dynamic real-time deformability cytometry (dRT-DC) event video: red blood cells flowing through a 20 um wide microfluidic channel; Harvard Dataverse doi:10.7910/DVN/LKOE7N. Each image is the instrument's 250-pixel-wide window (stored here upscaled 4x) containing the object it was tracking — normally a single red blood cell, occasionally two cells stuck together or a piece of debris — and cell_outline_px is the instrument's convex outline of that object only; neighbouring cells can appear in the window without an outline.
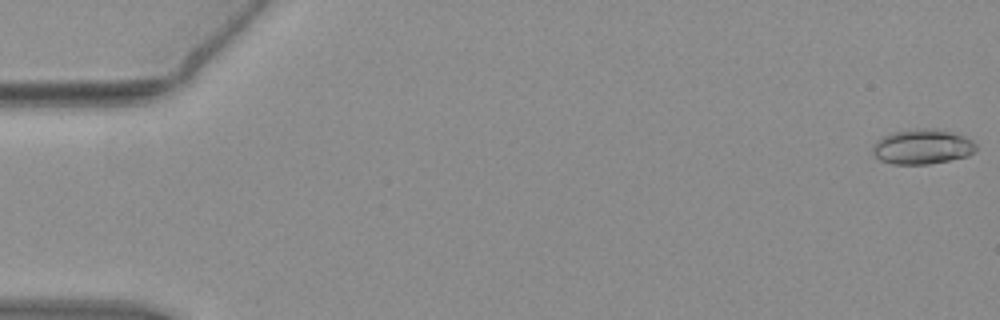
{"species": "common noctule bat (a hibernating species)", "species_latin": "Nyctalus noctula", "temperature_condition": "warm", "stored_images_in_passage": 52, "camera_frame_rate_fps": 3000, "um_per_image_px": 0.085, "animal": {"sex": "female", "body_mass_g": 19.3, "forearm_length_mm": 54.1}, "frame": {"image": 1, "passage_image": 1, "time_ms": 0.0, "image_size_px": [1000, 320], "cell_outline_px": [[976, 148], [968, 156], [928, 164], [892, 164], [880, 160], [872, 152], [872, 148], [876, 140], [892, 132], [916, 128], [932, 128], [960, 132], [972, 140], [976, 144]], "centroid_in_image_um": [78.42, 12.44], "position_along_channel_um": 6.6, "area_um2": 21.33}}
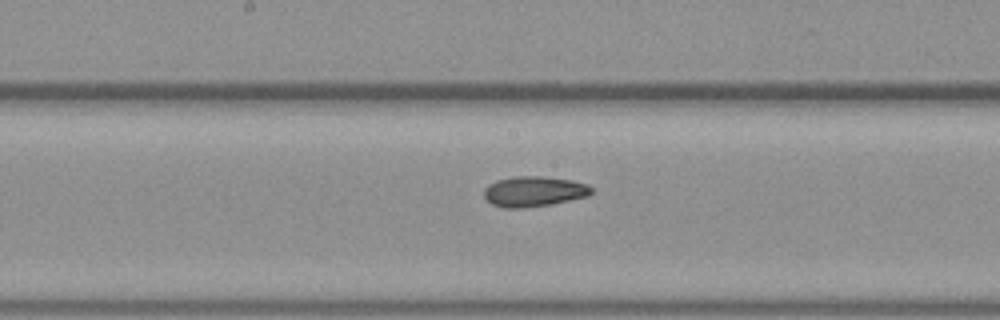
{"frame": {"image": 2, "passage_image": 29, "time_ms": 9.333, "image_size_px": [1000, 320], "cell_outline_px": [[592, 192], [588, 196], [552, 204], [524, 208], [504, 208], [492, 204], [484, 200], [484, 188], [488, 184], [496, 180], [516, 176], [544, 176], [572, 180], [588, 184], [592, 188]], "centroid_in_image_um": [45.36, 16.27], "position_along_channel_um": 202.8, "area_um2": 19.25}}
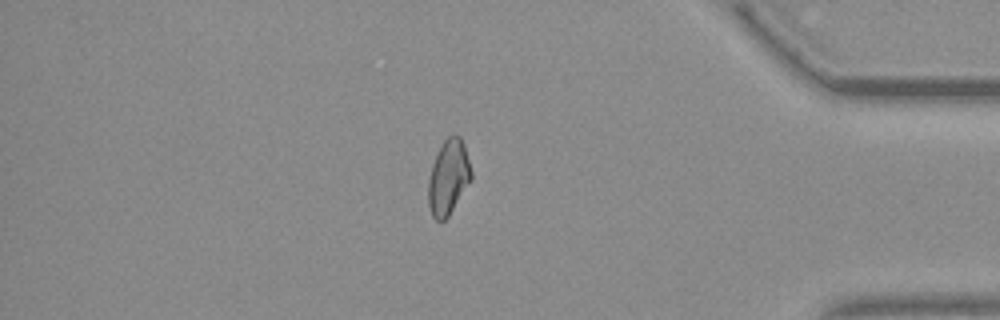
{"frame": {"image": 3, "passage_image": 47, "time_ms": 15.333, "image_size_px": [1000, 320], "cell_outline_px": [[472, 180], [448, 216], [444, 220], [436, 220], [432, 216], [428, 204], [428, 180], [432, 164], [444, 140], [452, 132], [456, 132], [460, 136], [464, 144], [472, 172]], "centroid_in_image_um": [38.12, 15.04], "position_along_channel_um": 397.1, "area_um2": 18.84}}